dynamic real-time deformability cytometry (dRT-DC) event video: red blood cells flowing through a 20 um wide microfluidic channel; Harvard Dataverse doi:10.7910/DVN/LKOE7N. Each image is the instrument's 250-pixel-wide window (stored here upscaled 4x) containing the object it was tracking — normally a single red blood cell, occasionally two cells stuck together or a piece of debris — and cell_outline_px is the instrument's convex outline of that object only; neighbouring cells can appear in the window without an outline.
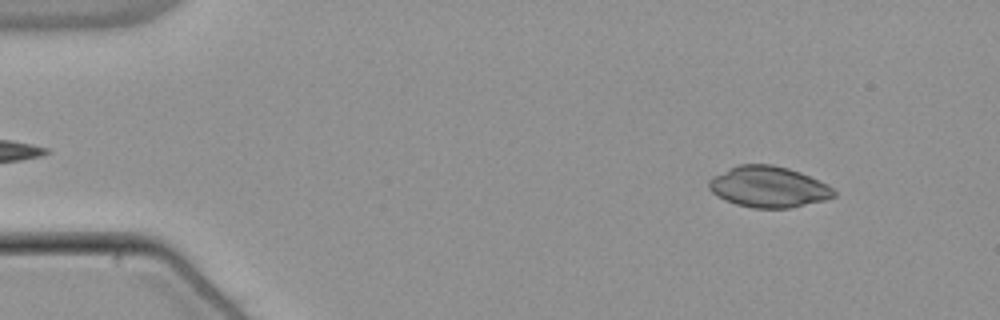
{"species": "common noctule bat (a hibernating species)", "species_latin": "Nyctalus noctula", "temperature_condition": "warm", "stored_images_in_passage": 53, "segment_of_instrument_passage": [1, 2], "camera_frame_rate_fps": 3000, "um_per_image_px": 0.085, "animal": {"sex": "male", "body_mass_g": 21.5, "forearm_length_mm": 52.0}, "frame": {"image": 1, "passage_image": 6, "time_ms": 1.667, "image_size_px": [1000, 320], "cell_outline_px": [[836, 196], [824, 200], [792, 208], [752, 208], [736, 204], [724, 200], [716, 196], [708, 188], [708, 180], [712, 176], [736, 164], [772, 164], [788, 168], [800, 172], [828, 184], [836, 192]], "centroid_in_image_um": [65.29, 15.88], "position_along_channel_um": 19.7, "area_um2": 30.23}}
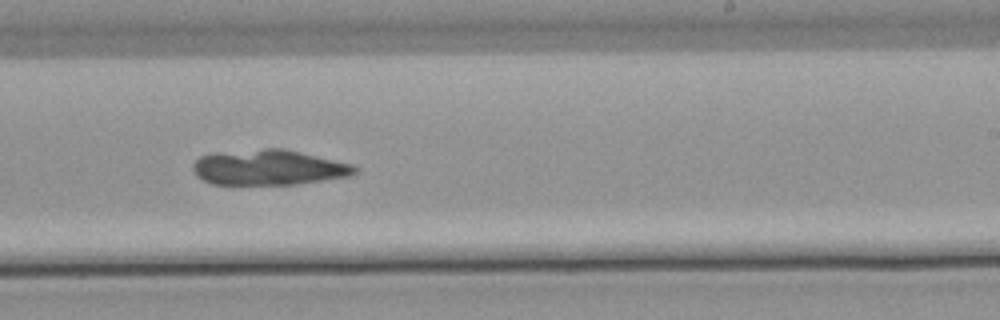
{"frame": {"image": 2, "passage_image": 33, "time_ms": 10.667, "image_size_px": [1000, 320], "cell_outline_px": [[360, 168], [356, 172], [348, 176], [296, 184], [212, 184], [196, 176], [192, 168], [192, 164], [200, 156], [212, 152], [264, 148], [284, 148], [352, 164]], "centroid_in_image_um": [22.8, 14.22], "position_along_channel_um": 266.2, "area_um2": 33.47}}